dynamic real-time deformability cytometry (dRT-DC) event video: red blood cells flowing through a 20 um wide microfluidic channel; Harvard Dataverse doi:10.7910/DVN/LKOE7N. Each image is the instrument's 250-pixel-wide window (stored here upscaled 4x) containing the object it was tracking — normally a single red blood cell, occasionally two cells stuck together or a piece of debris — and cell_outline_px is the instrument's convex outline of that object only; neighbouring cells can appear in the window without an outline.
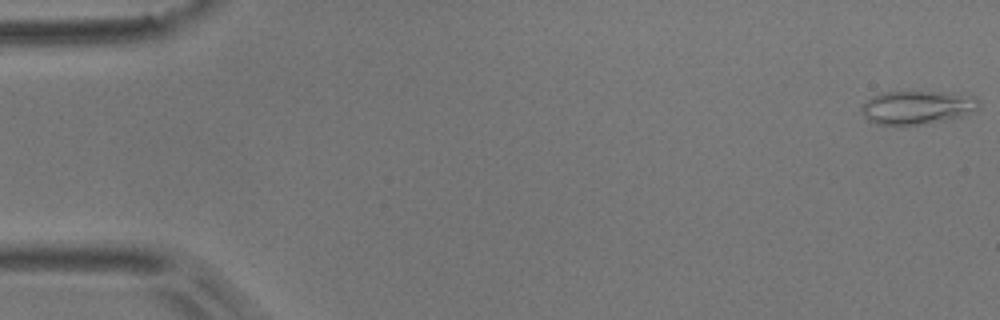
{"species": "common noctule bat (a hibernating species)", "species_latin": "Nyctalus noctula", "temperature_condition": "room temperature", "stored_images_in_passage": 6, "camera_frame_rate_fps": 3000, "um_per_image_px": 0.085, "animal": {"sex": "male", "body_mass_g": 17.9}, "frame": {"image": 1, "passage_image": 1, "time_ms": 0.0, "image_size_px": [1000, 320], "cell_outline_px": [[980, 104], [976, 108], [960, 116], [944, 120], [924, 124], [876, 124], [868, 120], [864, 116], [860, 108], [872, 96], [884, 92], [936, 92], [976, 96], [980, 100]], "centroid_in_image_um": [77.94, 9.12], "position_along_channel_um": 7.1, "area_um2": 22.43}}
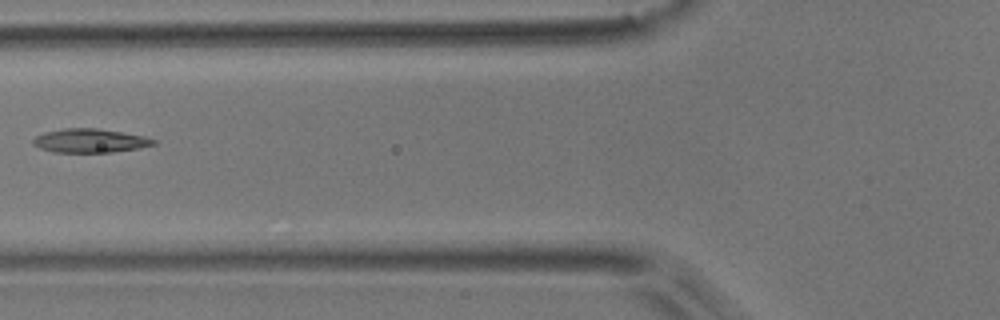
{"frame": {"image": 2, "passage_image": 6, "time_ms": 1.667, "image_size_px": [1000, 320], "cell_outline_px": [[156, 144], [140, 148], [112, 152], [56, 152], [40, 148], [32, 144], [32, 140], [36, 136], [44, 132], [64, 128], [96, 128], [144, 136], [156, 140]], "centroid_in_image_um": [7.64, 11.96], "position_along_channel_um": 118.2, "area_um2": 16.65}}